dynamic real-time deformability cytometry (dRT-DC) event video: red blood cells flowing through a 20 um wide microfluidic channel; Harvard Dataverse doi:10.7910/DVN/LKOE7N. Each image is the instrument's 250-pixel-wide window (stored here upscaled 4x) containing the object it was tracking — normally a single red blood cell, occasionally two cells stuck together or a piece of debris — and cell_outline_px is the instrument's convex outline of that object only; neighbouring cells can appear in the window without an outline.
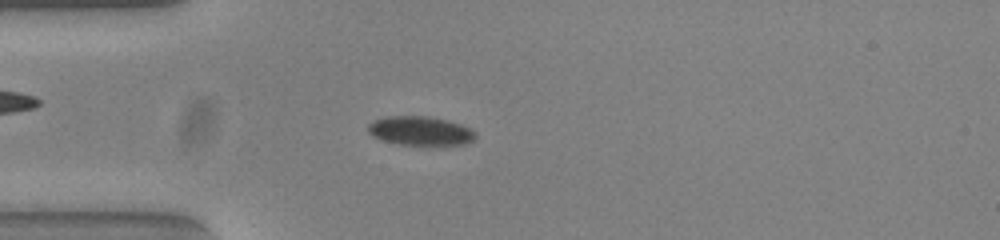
{"species": "common noctule bat (a hibernating species)", "species_latin": "Nyctalus noctula", "temperature_condition": "warm", "stored_images_in_passage": 42, "camera_frame_rate_fps": 3000, "um_per_image_px": 0.085, "animal": {"sex": "female", "body_mass_g": 23.0, "forearm_length_mm": 53.4}, "frame": {"image": 1, "passage_image": 3, "time_ms": 0.667, "image_size_px": [1000, 240], "cell_outline_px": [[476, 136], [472, 140], [464, 144], [440, 148], [432, 148], [400, 144], [384, 140], [372, 136], [368, 132], [368, 124], [376, 120], [388, 116], [428, 116], [460, 124], [476, 132]], "centroid_in_image_um": [35.77, 11.18], "position_along_channel_um": 49.2, "area_um2": 18.73}}
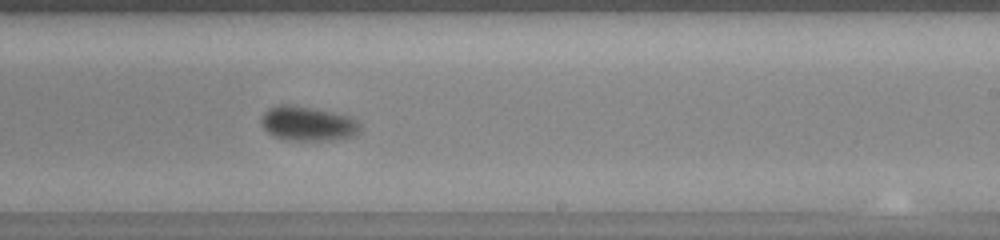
{"frame": {"image": 2, "passage_image": 21, "time_ms": 6.667, "image_size_px": [1000, 240], "cell_outline_px": [[360, 132], [352, 136], [332, 140], [284, 140], [272, 136], [264, 128], [260, 120], [264, 112], [268, 108], [276, 104], [288, 104], [316, 108], [352, 116], [360, 124]], "centroid_in_image_um": [26.15, 10.49], "position_along_channel_um": 262.8, "area_um2": 20.23}}
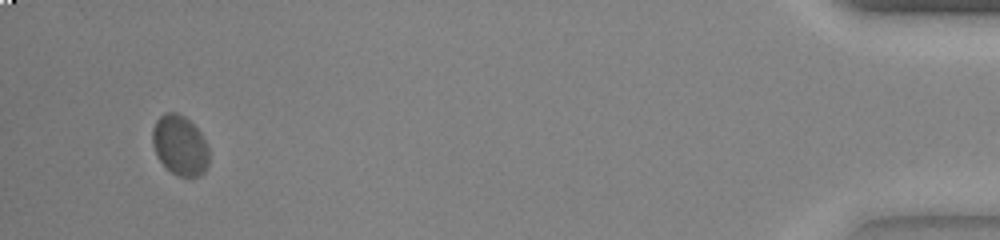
{"frame": {"image": 3, "passage_image": 40, "time_ms": 13.0, "image_size_px": [1000, 240], "cell_outline_px": [[208, 164], [204, 172], [200, 176], [180, 176], [172, 172], [160, 160], [152, 144], [152, 128], [156, 120], [164, 112], [176, 112], [184, 116], [200, 132], [208, 144]], "centroid_in_image_um": [15.29, 12.33], "position_along_channel_um": 419.9, "area_um2": 19.65}, "authors_computed_cell_mechanics": {"area_um2": 19.5364, "velocity_mm_per_s": 3.7662, "shape_relaxation_time_tau1_ms": 3.0739, "shape_relaxation_time_tau2_ms": null, "deformation_change_tau1": 0.0945, "deformation_change_tau2": null}}